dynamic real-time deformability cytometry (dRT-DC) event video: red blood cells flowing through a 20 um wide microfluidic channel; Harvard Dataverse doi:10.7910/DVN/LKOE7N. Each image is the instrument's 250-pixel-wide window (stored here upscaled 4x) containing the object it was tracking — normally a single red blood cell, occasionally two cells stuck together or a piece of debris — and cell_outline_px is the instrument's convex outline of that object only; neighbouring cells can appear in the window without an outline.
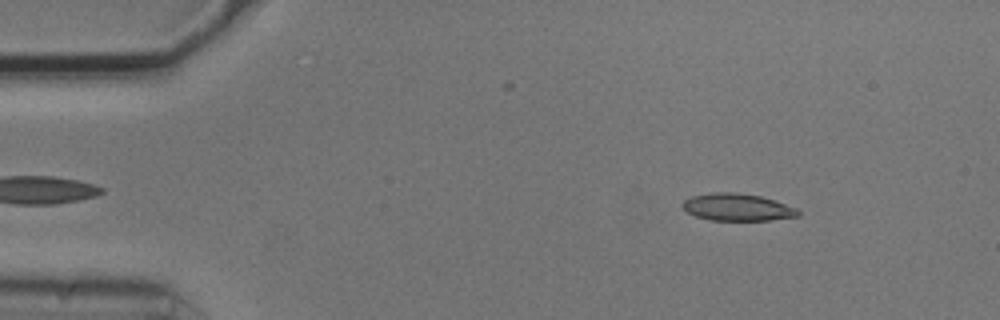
{"species": "common noctule bat (a hibernating species)", "species_latin": "Nyctalus noctula", "temperature_condition": "cold", "stored_images_in_passage": 50, "camera_frame_rate_fps": 3000, "um_per_image_px": 0.085, "animal": {"sex": "male", "body_mass_g": 20.5, "forearm_length_mm": 52.5}, "frame": {"image": 1, "passage_image": 3, "time_ms": 0.667, "image_size_px": [1000, 320], "cell_outline_px": [[800, 216], [768, 220], [708, 220], [696, 216], [688, 212], [680, 204], [684, 200], [692, 196], [716, 192], [732, 192], [760, 196], [796, 208], [800, 212]], "centroid_in_image_um": [62.65, 17.62], "position_along_channel_um": 22.4, "area_um2": 18.09}}
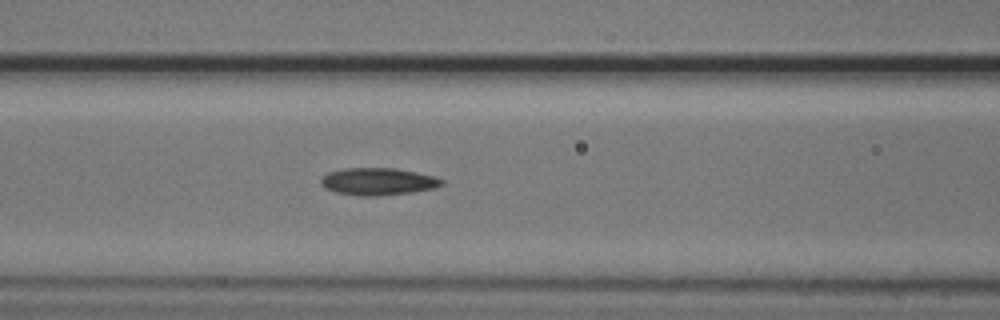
{"frame": {"image": 2, "passage_image": 18, "time_ms": 5.667, "image_size_px": [1000, 320], "cell_outline_px": [[444, 184], [436, 188], [412, 192], [376, 196], [356, 196], [336, 192], [324, 188], [320, 184], [320, 180], [328, 172], [344, 168], [396, 168], [436, 176], [444, 180]], "centroid_in_image_um": [32.14, 15.43], "position_along_channel_um": 134.5, "area_um2": 19.42}}
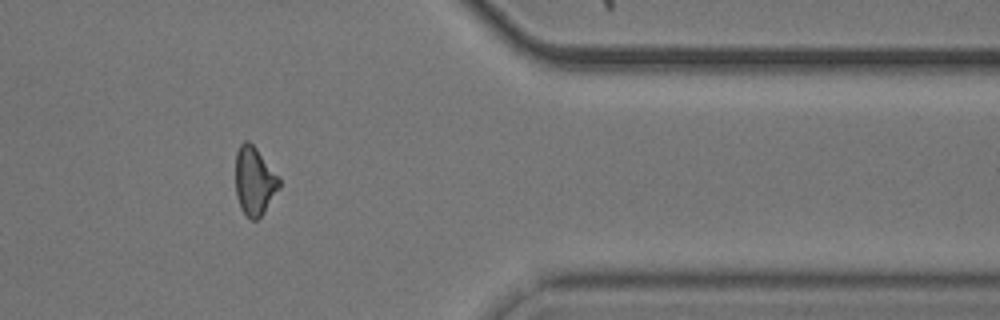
{"frame": {"image": 3, "passage_image": 40, "time_ms": 13.0, "image_size_px": [1000, 320], "cell_outline_px": [[280, 188], [264, 212], [256, 220], [252, 220], [240, 208], [236, 196], [236, 152], [240, 144], [244, 140], [248, 140], [256, 148], [280, 180]], "centroid_in_image_um": [21.61, 15.39], "position_along_channel_um": 389.8, "area_um2": 17.17}, "authors_computed_cell_mechanics": {"area_um2": 18.0914, "velocity_mm_per_s": 3.7461, "shape_relaxation_time_tau1_ms": null, "shape_relaxation_time_tau2_ms": 3.2688, "deformation_change_tau1": null, "deformation_change_tau2": 0.1101}}